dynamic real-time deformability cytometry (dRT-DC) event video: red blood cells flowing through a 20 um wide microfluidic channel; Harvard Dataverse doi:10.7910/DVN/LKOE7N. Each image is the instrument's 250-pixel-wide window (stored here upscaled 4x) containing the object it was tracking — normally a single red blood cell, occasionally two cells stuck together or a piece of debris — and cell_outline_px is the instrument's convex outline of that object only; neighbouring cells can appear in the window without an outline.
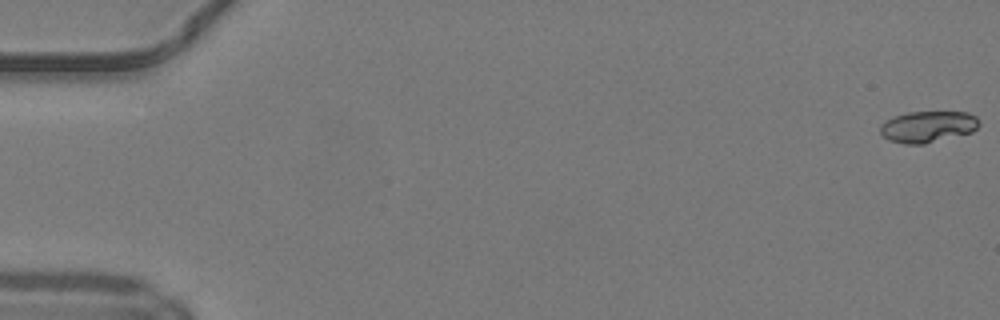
{"species": "common noctule bat (a hibernating species)", "species_latin": "Nyctalus noctula", "temperature_condition": "warm", "stored_images_in_passage": 50, "camera_frame_rate_fps": 3000, "um_per_image_px": 0.085, "animal": {"sex": "male", "body_mass_g": 19.2, "forearm_length_mm": 51.8}, "frame": {"image": 1, "passage_image": 1, "time_ms": 0.0, "image_size_px": [1000, 320], "cell_outline_px": [[980, 124], [972, 132], [924, 144], [904, 144], [888, 140], [880, 132], [880, 124], [896, 116], [908, 112], [968, 112], [976, 116], [980, 120]], "centroid_in_image_um": [78.89, 10.77], "position_along_channel_um": 6.1, "area_um2": 18.03}}
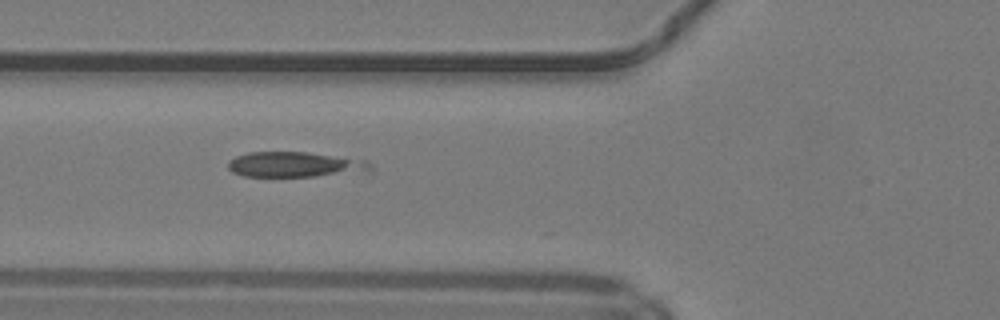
{"frame": {"image": 2, "passage_image": 20, "time_ms": 6.333, "image_size_px": [1000, 320], "cell_outline_px": [[372, 172], [316, 176], [244, 176], [232, 172], [228, 168], [228, 160], [236, 156], [248, 152], [308, 152], [364, 160], [372, 168]], "centroid_in_image_um": [25.07, 13.99], "position_along_channel_um": 100.7, "area_um2": 20.98}}
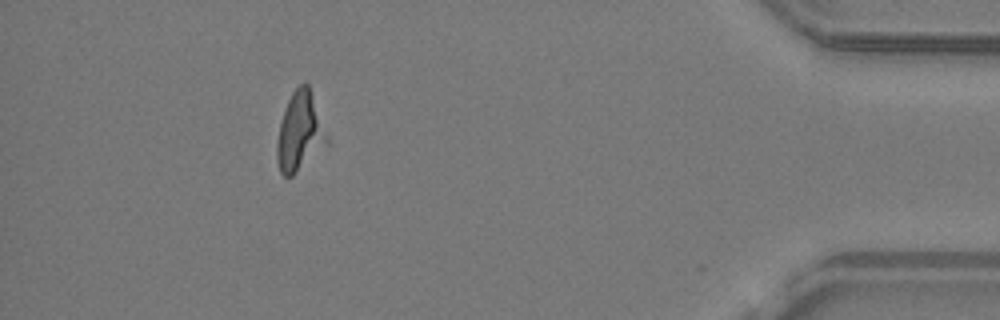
{"frame": {"image": 3, "passage_image": 46, "time_ms": 15.0, "image_size_px": [1000, 320], "cell_outline_px": [[328, 140], [292, 176], [284, 176], [280, 172], [276, 160], [276, 144], [280, 124], [284, 108], [292, 92], [304, 80], [308, 84], [328, 136]], "centroid_in_image_um": [25.44, 11.17], "position_along_channel_um": 409.8, "area_um2": 22.37}}